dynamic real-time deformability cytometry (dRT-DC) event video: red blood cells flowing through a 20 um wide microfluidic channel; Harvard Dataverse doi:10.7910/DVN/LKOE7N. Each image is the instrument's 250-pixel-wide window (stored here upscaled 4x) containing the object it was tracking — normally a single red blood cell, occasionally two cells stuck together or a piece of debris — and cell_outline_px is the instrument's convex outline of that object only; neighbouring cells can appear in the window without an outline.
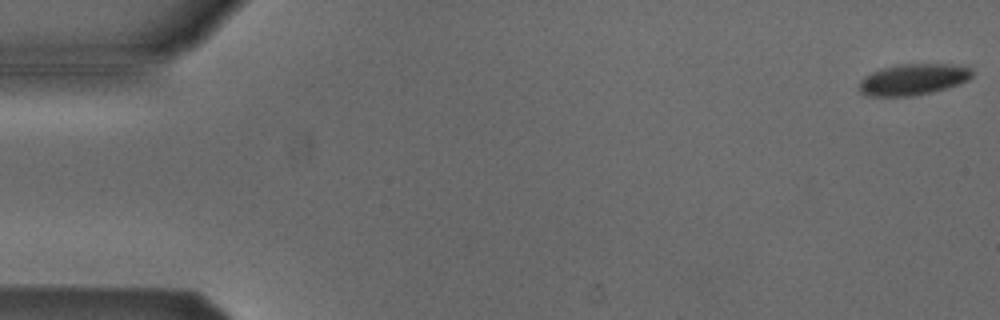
{"species": "Egyptian fruit bat (a non-hibernating species)", "species_latin": "Rousettus aegyptiacus", "temperature_condition": "cold", "stored_images_in_passage": 5, "camera_frame_rate_fps": 3000, "um_per_image_px": 0.085, "animal": {"sex": "male"}, "frame": {"image": 1, "passage_image": 1, "time_ms": 0.0, "image_size_px": [1000, 320], "cell_outline_px": [[972, 76], [968, 80], [944, 88], [916, 96], [868, 96], [860, 92], [860, 80], [864, 76], [872, 72], [896, 64], [964, 64], [972, 68]], "centroid_in_image_um": [77.63, 6.74], "position_along_channel_um": 7.4, "area_um2": 20.58}}
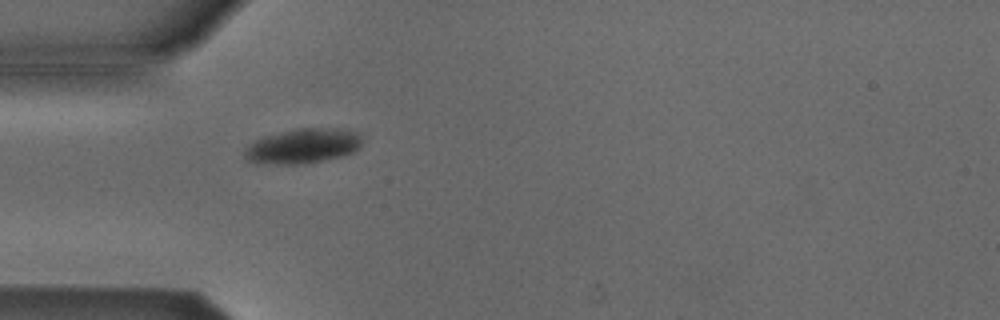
{"frame": {"image": 2, "passage_image": 5, "time_ms": 5.0, "image_size_px": [1000, 320], "cell_outline_px": [[360, 144], [352, 152], [344, 156], [296, 164], [256, 164], [248, 160], [244, 156], [244, 152], [248, 144], [260, 136], [296, 128], [344, 128], [360, 132]], "centroid_in_image_um": [25.69, 12.39], "position_along_channel_um": 59.3, "area_um2": 24.1}}